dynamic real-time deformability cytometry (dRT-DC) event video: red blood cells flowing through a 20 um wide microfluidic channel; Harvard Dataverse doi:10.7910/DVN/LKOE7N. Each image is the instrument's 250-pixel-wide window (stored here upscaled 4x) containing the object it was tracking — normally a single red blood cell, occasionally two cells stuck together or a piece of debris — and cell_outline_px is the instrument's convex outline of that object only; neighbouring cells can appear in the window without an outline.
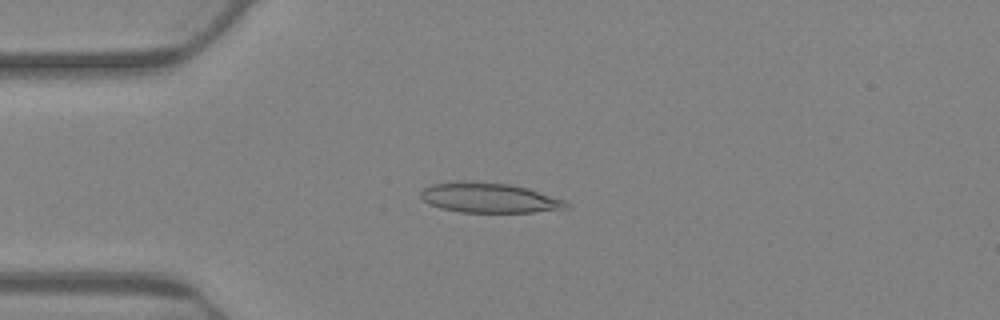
{"species": "Egyptian fruit bat (a non-hibernating species)", "species_latin": "Rousettus aegyptiacus", "temperature_condition": "warm", "stored_images_in_passage": 30, "camera_frame_rate_fps": 3000, "um_per_image_px": 0.085, "animal": {"sex": "female"}, "frame": {"image": 1, "passage_image": 15, "time_ms": 4.667, "image_size_px": [1000, 320], "cell_outline_px": [[568, 208], [532, 212], [460, 212], [440, 208], [428, 204], [420, 196], [420, 192], [424, 188], [432, 184], [508, 184], [528, 188], [564, 200], [568, 204]], "centroid_in_image_um": [41.61, 16.87], "position_along_channel_um": 43.4, "area_um2": 24.22}}
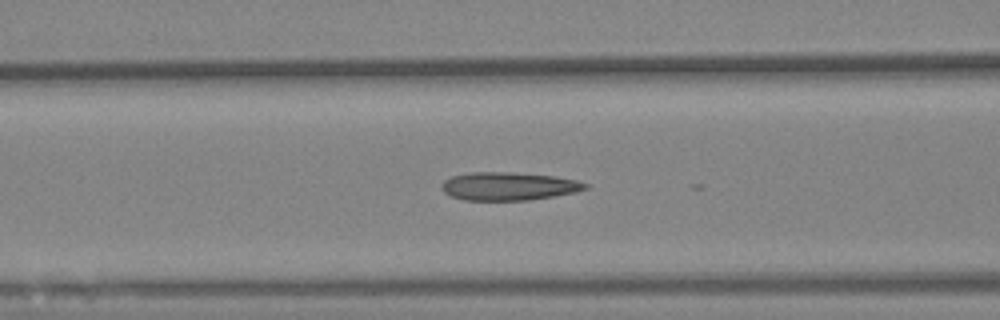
{"frame": {"image": 2, "passage_image": 24, "time_ms": 7.667, "image_size_px": [1000, 320], "cell_outline_px": [[588, 188], [576, 192], [528, 200], [464, 200], [452, 196], [444, 192], [440, 188], [440, 184], [444, 180], [452, 176], [472, 172], [508, 172], [552, 176], [576, 180], [588, 184]], "centroid_in_image_um": [43.19, 15.83], "position_along_channel_um": 123.4, "area_um2": 23.41}}
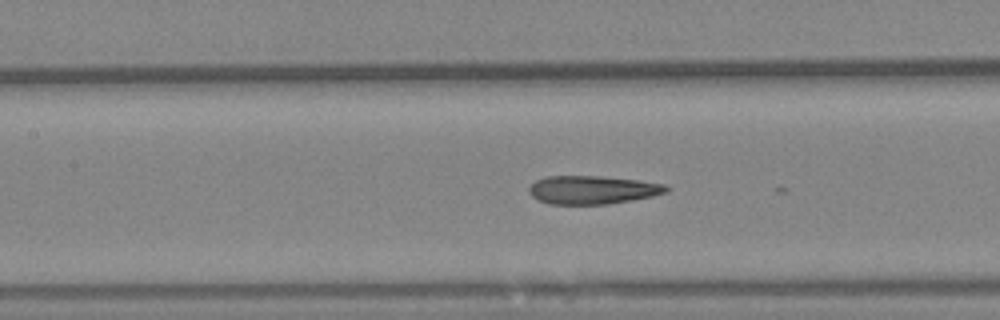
{"frame": {"image": 3, "passage_image": 27, "time_ms": 8.667, "image_size_px": [1000, 320], "cell_outline_px": [[672, 188], [668, 192], [652, 196], [632, 200], [608, 204], [548, 204], [532, 196], [528, 192], [528, 188], [536, 180], [544, 176], [596, 176], [636, 180], [664, 184]], "centroid_in_image_um": [50.36, 16.14], "position_along_channel_um": 157.0, "area_um2": 22.66}}